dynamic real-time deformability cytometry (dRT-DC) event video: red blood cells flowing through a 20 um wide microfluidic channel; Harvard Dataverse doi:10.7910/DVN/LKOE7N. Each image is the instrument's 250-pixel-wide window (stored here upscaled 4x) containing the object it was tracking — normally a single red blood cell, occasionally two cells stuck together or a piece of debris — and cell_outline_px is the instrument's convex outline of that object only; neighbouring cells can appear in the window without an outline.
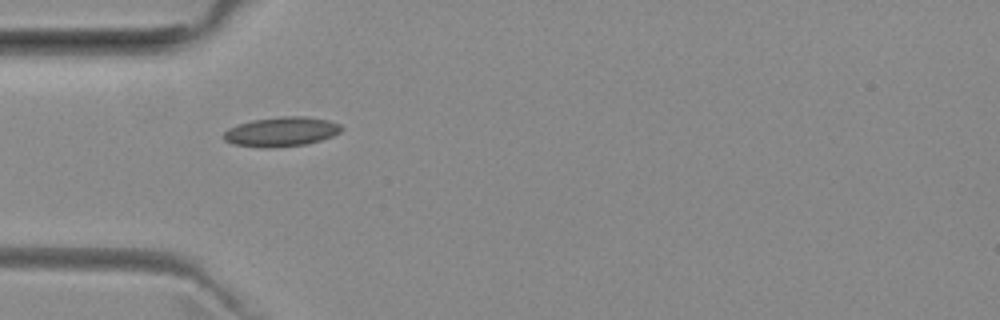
{"species": "common noctule bat (a hibernating species)", "species_latin": "Nyctalus noctula", "temperature_condition": "room temperature", "stored_images_in_passage": 31, "camera_frame_rate_fps": 3000, "um_per_image_px": 0.085, "animal": {"sex": "female", "body_mass_g": 29.2, "forearm_length_mm": 56.3}, "frame": {"image": 1, "passage_image": 1, "time_ms": 0.0, "image_size_px": [1000, 320], "cell_outline_px": [[344, 128], [340, 132], [332, 136], [320, 140], [304, 144], [264, 148], [232, 144], [224, 140], [224, 132], [228, 128], [252, 120], [280, 116], [304, 116], [328, 120], [340, 124]], "centroid_in_image_um": [23.91, 11.18], "position_along_channel_um": 61.1, "area_um2": 20.11}}
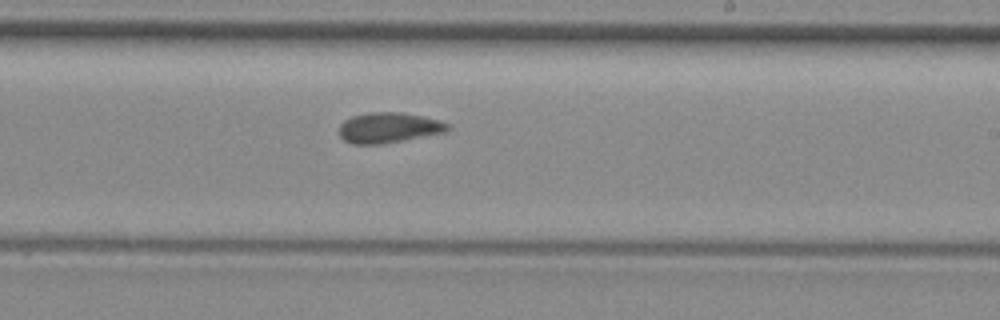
{"frame": {"image": 2, "passage_image": 16, "time_ms": 5.0, "image_size_px": [1000, 320], "cell_outline_px": [[448, 128], [444, 132], [404, 140], [380, 144], [352, 144], [344, 140], [340, 136], [340, 124], [344, 120], [352, 116], [368, 112], [404, 112], [440, 120], [448, 124]], "centroid_in_image_um": [33.01, 10.84], "position_along_channel_um": 256.0, "area_um2": 19.13}}
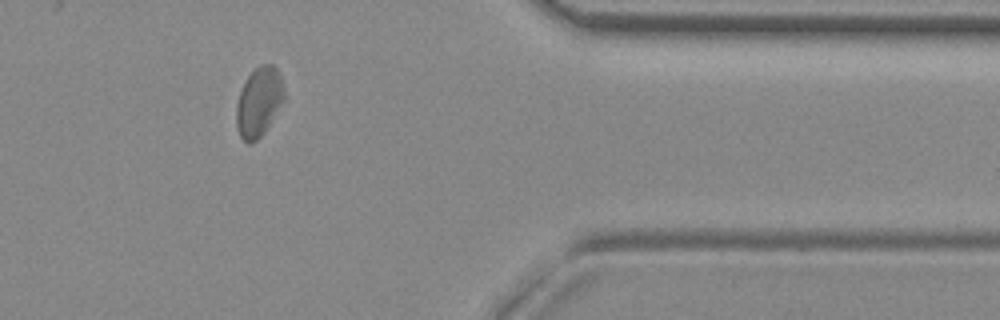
{"frame": {"image": 3, "passage_image": 28, "time_ms": 9.0, "image_size_px": [1000, 320], "cell_outline_px": [[284, 100], [264, 132], [256, 140], [248, 144], [240, 136], [236, 124], [236, 104], [240, 92], [248, 76], [260, 64], [272, 64], [276, 68], [280, 76], [284, 92]], "centroid_in_image_um": [21.99, 8.66], "position_along_channel_um": 389.4, "area_um2": 18.96}, "authors_computed_cell_mechanics": {"area_um2": 18.7272, "velocity_mm_per_s": 3.9358, "shape_relaxation_time_tau1_ms": null, "shape_relaxation_time_tau2_ms": 1.8664, "deformation_change_tau1": null, "deformation_change_tau2": 0.0724}}